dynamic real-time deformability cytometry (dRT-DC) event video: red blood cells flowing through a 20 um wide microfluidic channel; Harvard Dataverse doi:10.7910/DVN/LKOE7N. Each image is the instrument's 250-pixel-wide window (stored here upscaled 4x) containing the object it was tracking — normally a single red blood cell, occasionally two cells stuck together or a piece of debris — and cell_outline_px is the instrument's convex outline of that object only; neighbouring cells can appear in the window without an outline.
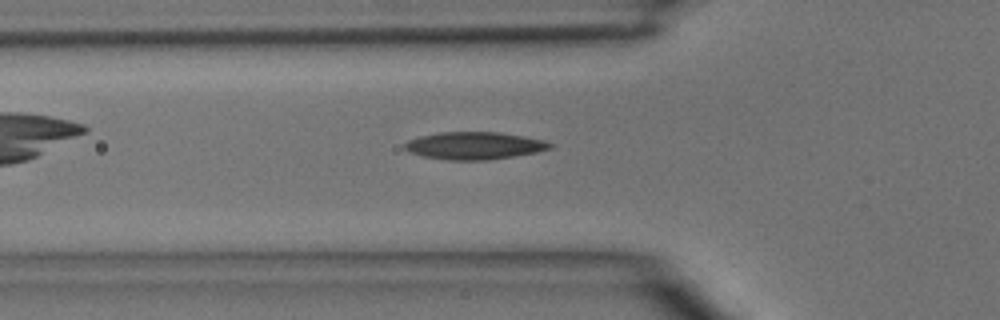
{"species": "common noctule bat (a hibernating species)", "species_latin": "Nyctalus noctula", "temperature_condition": "room temperature", "stored_images_in_passage": 36, "camera_frame_rate_fps": 3000, "um_per_image_px": 0.085, "animal": {"sex": "male", "body_mass_g": 15.6}, "frame": {"image": 1, "passage_image": 6, "time_ms": 1.667, "image_size_px": [1000, 320], "cell_outline_px": [[552, 148], [536, 152], [516, 156], [488, 160], [448, 160], [424, 156], [408, 152], [404, 148], [404, 144], [408, 140], [420, 136], [440, 132], [496, 132], [524, 136], [544, 140], [552, 144]], "centroid_in_image_um": [40.31, 12.38], "position_along_channel_um": 85.5, "area_um2": 23.24}}